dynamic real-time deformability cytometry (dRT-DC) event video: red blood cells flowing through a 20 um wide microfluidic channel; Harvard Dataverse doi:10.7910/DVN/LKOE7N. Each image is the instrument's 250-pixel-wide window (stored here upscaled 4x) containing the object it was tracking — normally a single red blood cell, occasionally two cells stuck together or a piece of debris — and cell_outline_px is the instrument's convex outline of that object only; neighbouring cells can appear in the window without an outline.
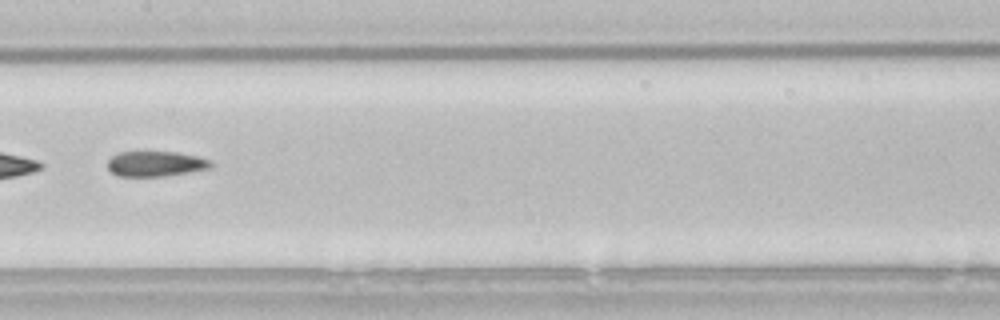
{"species": "common noctule bat (a hibernating species)", "species_latin": "Nyctalus noctula", "temperature_condition": "room temperature", "stored_images_in_passage": 46, "segment_of_instrument_passage": [2, 2], "camera_frame_rate_fps": 3000, "um_per_image_px": 0.085, "animal": {"sex": "male", "body_mass_g": 21.5, "forearm_length_mm": 52.0}, "frame": {"image": 1, "passage_image": 21, "time_ms": 6.667, "image_size_px": [1000, 320], "cell_outline_px": [[212, 168], [168, 176], [120, 176], [112, 172], [108, 168], [108, 160], [112, 156], [120, 152], [176, 152], [196, 156], [212, 160]], "centroid_in_image_um": [13.27, 13.93], "position_along_channel_um": 194.1, "area_um2": 15.2}}
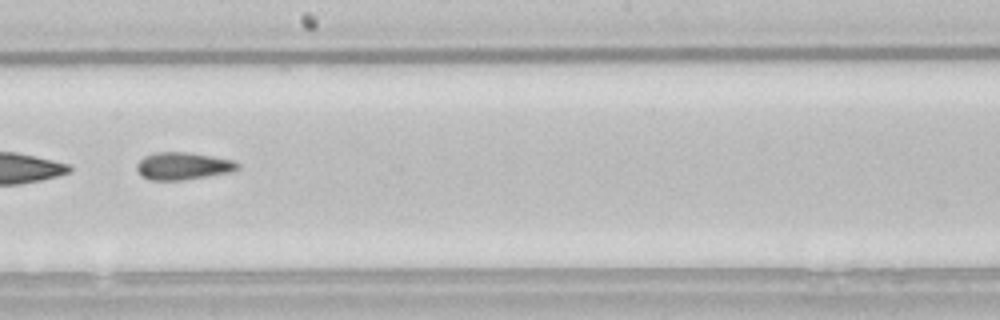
{"frame": {"image": 2, "passage_image": 24, "time_ms": 7.667, "image_size_px": [1000, 320], "cell_outline_px": [[240, 168], [228, 172], [184, 180], [148, 180], [140, 176], [136, 168], [136, 164], [144, 156], [156, 152], [188, 152], [212, 156], [232, 160], [240, 164]], "centroid_in_image_um": [15.51, 14.11], "position_along_channel_um": 232.7, "area_um2": 16.13}}